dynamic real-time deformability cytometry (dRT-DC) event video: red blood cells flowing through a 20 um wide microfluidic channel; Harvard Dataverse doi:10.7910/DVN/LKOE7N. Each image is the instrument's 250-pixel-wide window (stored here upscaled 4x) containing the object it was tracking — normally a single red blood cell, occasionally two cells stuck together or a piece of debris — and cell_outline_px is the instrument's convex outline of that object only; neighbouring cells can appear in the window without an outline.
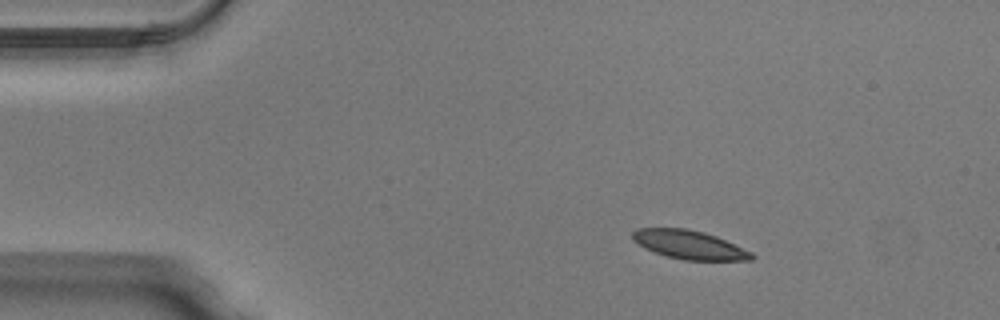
{"species": "Egyptian fruit bat (a non-hibernating species)", "species_latin": "Rousettus aegyptiacus", "temperature_condition": "warm", "stored_images_in_passage": 43, "camera_frame_rate_fps": 3000, "um_per_image_px": 0.085, "animal": {"sex": "male"}, "frame": {"image": 1, "passage_image": 1, "time_ms": 0.0, "image_size_px": [1000, 320], "cell_outline_px": [[756, 256], [752, 260], [684, 260], [668, 256], [644, 248], [632, 240], [632, 232], [636, 228], [688, 228], [704, 232], [716, 236], [752, 252]], "centroid_in_image_um": [58.58, 20.79], "position_along_channel_um": 26.4, "area_um2": 19.88}}
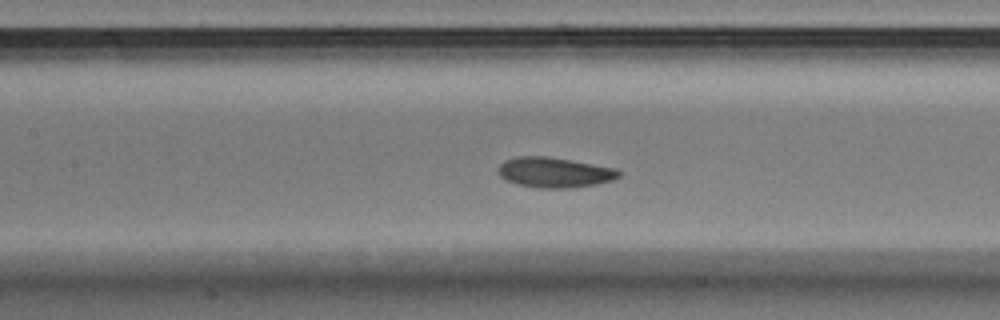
{"frame": {"image": 2, "passage_image": 16, "time_ms": 5.0, "image_size_px": [1000, 320], "cell_outline_px": [[620, 176], [612, 180], [596, 184], [568, 188], [540, 188], [520, 184], [508, 180], [500, 176], [496, 172], [496, 168], [504, 160], [516, 156], [548, 156], [616, 168], [620, 172]], "centroid_in_image_um": [47.1, 14.64], "position_along_channel_um": 160.3, "area_um2": 21.21}}
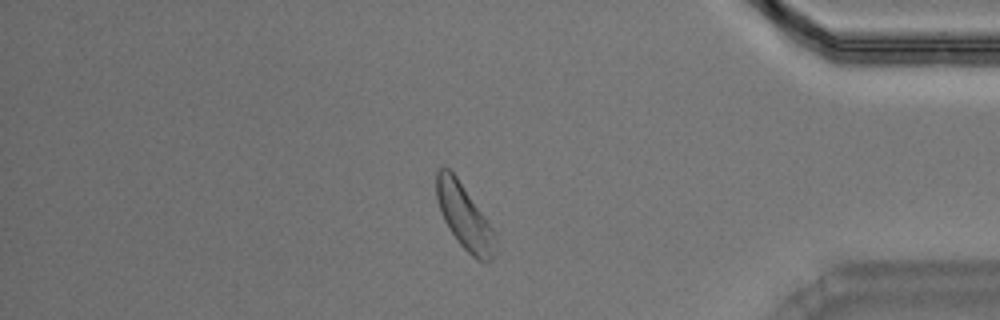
{"frame": {"image": 3, "passage_image": 36, "time_ms": 11.667, "image_size_px": [1000, 320], "cell_outline_px": [[496, 236], [492, 260], [480, 260], [472, 256], [456, 240], [448, 228], [440, 212], [436, 200], [436, 172], [440, 168], [448, 168], [456, 176], [496, 232]], "centroid_in_image_um": [39.45, 18.4], "position_along_channel_um": 395.8, "area_um2": 21.96}, "authors_computed_cell_mechanics": {"area_um2": 21.2126, "velocity_mm_per_s": 3.9788, "shape_relaxation_time_tau1_ms": 3.0287, "shape_relaxation_time_tau2_ms": 4.1437, "deformation_change_tau1": 0.112, "deformation_change_tau2": 0.101}}